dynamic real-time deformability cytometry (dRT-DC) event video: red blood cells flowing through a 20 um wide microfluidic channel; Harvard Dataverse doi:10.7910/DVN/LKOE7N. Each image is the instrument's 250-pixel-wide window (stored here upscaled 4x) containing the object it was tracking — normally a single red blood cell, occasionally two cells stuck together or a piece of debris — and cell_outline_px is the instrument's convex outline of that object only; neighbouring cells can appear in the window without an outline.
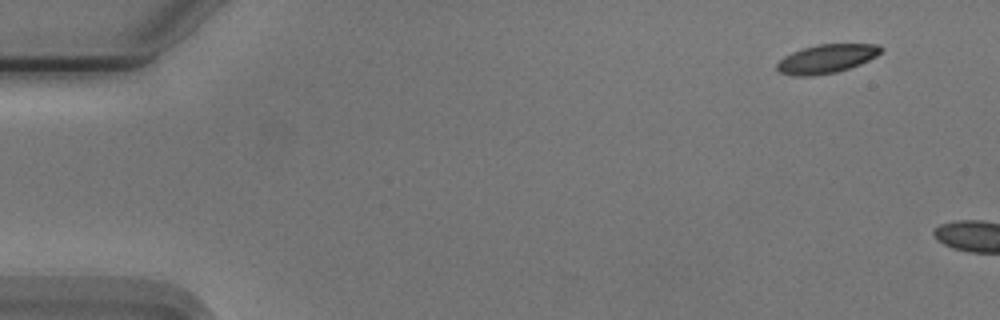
{"species": "Egyptian fruit bat (a non-hibernating species)", "species_latin": "Rousettus aegyptiacus", "temperature_condition": "cold", "stored_images_in_passage": 8, "camera_frame_rate_fps": 3000, "um_per_image_px": 0.085, "animal": {"sex": "male"}, "frame": {"image": 1, "passage_image": 1, "time_ms": 0.0, "image_size_px": [1000, 320], "cell_outline_px": [[884, 48], [876, 56], [860, 64], [836, 72], [812, 76], [792, 76], [780, 72], [776, 68], [776, 64], [784, 56], [792, 52], [804, 48], [820, 44], [876, 44]], "centroid_in_image_um": [70.23, 5.0], "position_along_channel_um": 14.8, "area_um2": 17.28}}